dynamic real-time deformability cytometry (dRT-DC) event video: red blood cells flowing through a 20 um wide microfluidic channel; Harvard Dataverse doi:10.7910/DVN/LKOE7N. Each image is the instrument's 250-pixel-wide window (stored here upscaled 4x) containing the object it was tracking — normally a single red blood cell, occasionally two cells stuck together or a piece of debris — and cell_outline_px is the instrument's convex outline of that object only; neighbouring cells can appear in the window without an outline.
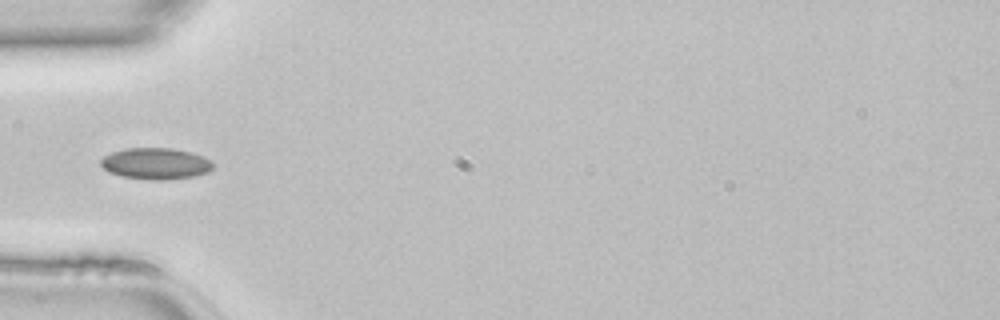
{"species": "common noctule bat (a hibernating species)", "species_latin": "Nyctalus noctula", "temperature_condition": "room temperature", "stored_images_in_passage": 33, "camera_frame_rate_fps": 3000, "um_per_image_px": 0.085, "animal": {"sex": "female", "body_mass_g": 22.7, "forearm_length_mm": 54.2}, "frame": {"image": 1, "passage_image": 1, "time_ms": 0.0, "image_size_px": [1000, 320], "cell_outline_px": [[212, 168], [208, 172], [192, 176], [164, 180], [152, 180], [120, 176], [108, 172], [100, 164], [100, 160], [104, 156], [112, 152], [124, 148], [172, 148], [192, 152], [212, 160]], "centroid_in_image_um": [13.21, 13.9], "position_along_channel_um": 71.8, "area_um2": 20.58}}
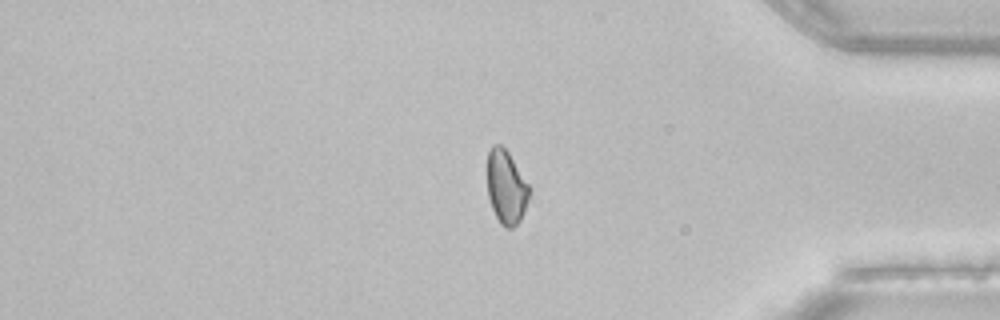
{"frame": {"image": 2, "passage_image": 25, "time_ms": 8.0, "image_size_px": [1000, 320], "cell_outline_px": [[528, 200], [524, 212], [520, 220], [512, 228], [504, 228], [500, 224], [492, 208], [488, 196], [488, 152], [492, 144], [500, 144], [508, 152], [528, 184]], "centroid_in_image_um": [43.01, 15.92], "position_along_channel_um": 392.2, "area_um2": 17.74}}
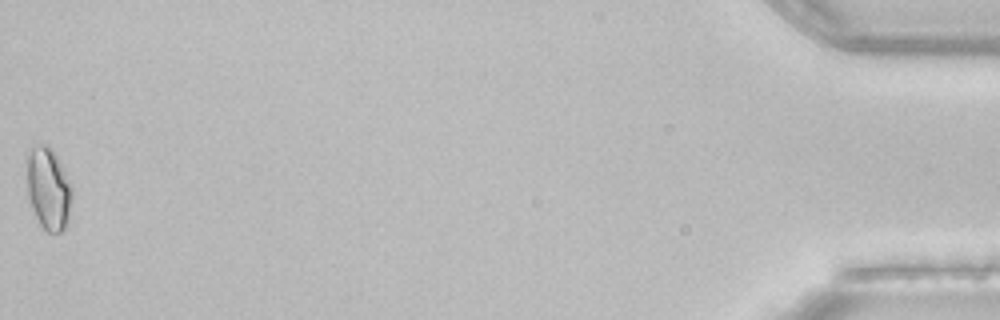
{"frame": {"image": 3, "passage_image": 33, "time_ms": 10.667, "image_size_px": [1000, 320], "cell_outline_px": [[72, 200], [68, 220], [64, 228], [60, 232], [48, 232], [40, 224], [32, 208], [28, 196], [28, 156], [32, 148], [40, 144], [48, 144], [56, 156], [72, 188]], "centroid_in_image_um": [4.13, 16.06], "position_along_channel_um": 431.1, "area_um2": 21.1}}